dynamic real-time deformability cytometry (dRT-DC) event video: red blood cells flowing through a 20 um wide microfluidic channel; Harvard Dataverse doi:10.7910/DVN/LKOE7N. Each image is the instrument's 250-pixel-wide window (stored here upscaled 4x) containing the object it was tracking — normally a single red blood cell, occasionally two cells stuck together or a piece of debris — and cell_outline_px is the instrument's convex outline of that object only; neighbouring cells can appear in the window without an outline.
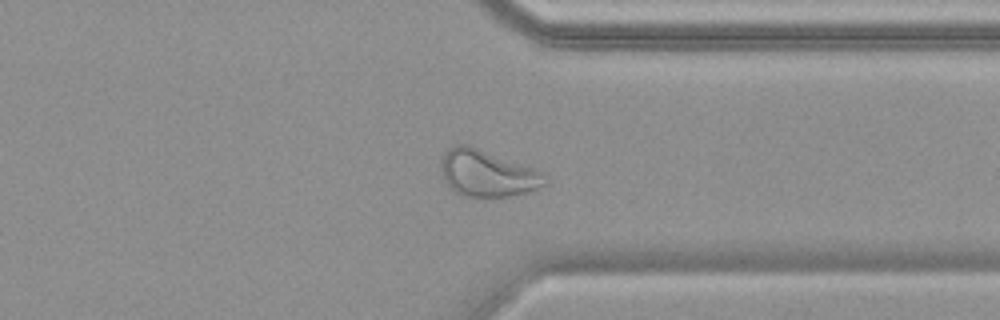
{"species": "common noctule bat (a hibernating species)", "species_latin": "Nyctalus noctula", "temperature_condition": "warm", "stored_images_in_passage": 49, "camera_frame_rate_fps": 3000, "um_per_image_px": 0.085, "animal": {"sex": "female", "body_mass_g": 19.9}, "frame": {"image": 1, "passage_image": 37, "time_ms": 12.0, "image_size_px": [1000, 320], "cell_outline_px": [[548, 180], [544, 184], [536, 188], [524, 192], [508, 196], [460, 196], [452, 192], [444, 180], [440, 172], [440, 164], [444, 152], [452, 144], [468, 144], [532, 168], [548, 176]], "centroid_in_image_um": [41.32, 14.72], "position_along_channel_um": 370.1, "area_um2": 28.15}}
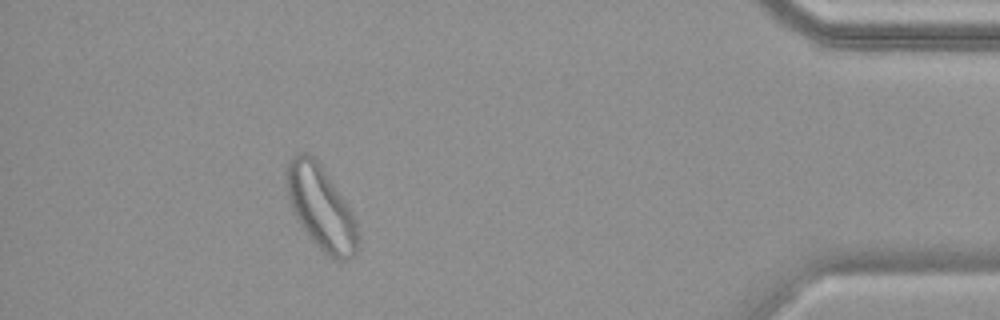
{"frame": {"image": 2, "passage_image": 44, "time_ms": 14.333, "image_size_px": [1000, 320], "cell_outline_px": [[360, 240], [356, 252], [348, 260], [332, 260], [308, 236], [292, 212], [284, 184], [284, 172], [288, 160], [296, 152], [308, 152], [316, 156], [356, 220]], "centroid_in_image_um": [27.23, 17.61], "position_along_channel_um": 408.0, "area_um2": 35.43}}